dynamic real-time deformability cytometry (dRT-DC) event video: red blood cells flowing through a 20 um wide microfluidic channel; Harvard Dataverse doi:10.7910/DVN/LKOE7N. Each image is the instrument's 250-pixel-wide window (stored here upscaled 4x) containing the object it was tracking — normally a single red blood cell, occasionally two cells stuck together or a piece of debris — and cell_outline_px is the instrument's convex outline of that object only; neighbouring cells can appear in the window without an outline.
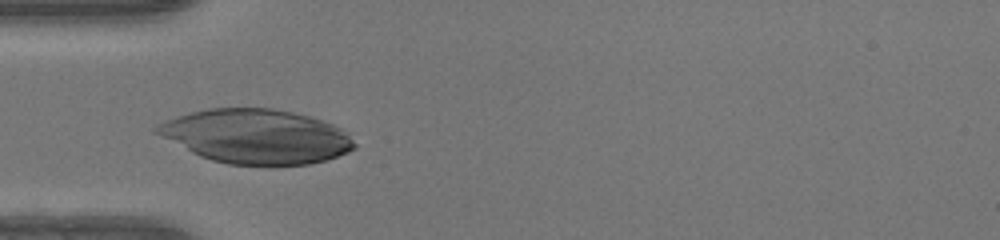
{"species": "human", "species_latin": "Homo sapiens", "temperature_condition": "warm", "stored_images_in_passage": 21, "camera_frame_rate_fps": 3000, "um_per_image_px": 0.085, "donor": {"sex": "female"}, "frame": {"image": 1, "passage_image": 1, "time_ms": 0.0, "image_size_px": [1000, 240], "cell_outline_px": [[356, 148], [348, 152], [324, 160], [308, 164], [228, 164], [212, 160], [200, 156], [152, 132], [152, 128], [168, 120], [192, 112], [208, 108], [272, 108], [292, 112], [308, 116], [332, 124], [348, 132], [356, 144]], "centroid_in_image_um": [21.78, 11.58], "position_along_channel_um": 63.2, "area_um2": 61.85}}